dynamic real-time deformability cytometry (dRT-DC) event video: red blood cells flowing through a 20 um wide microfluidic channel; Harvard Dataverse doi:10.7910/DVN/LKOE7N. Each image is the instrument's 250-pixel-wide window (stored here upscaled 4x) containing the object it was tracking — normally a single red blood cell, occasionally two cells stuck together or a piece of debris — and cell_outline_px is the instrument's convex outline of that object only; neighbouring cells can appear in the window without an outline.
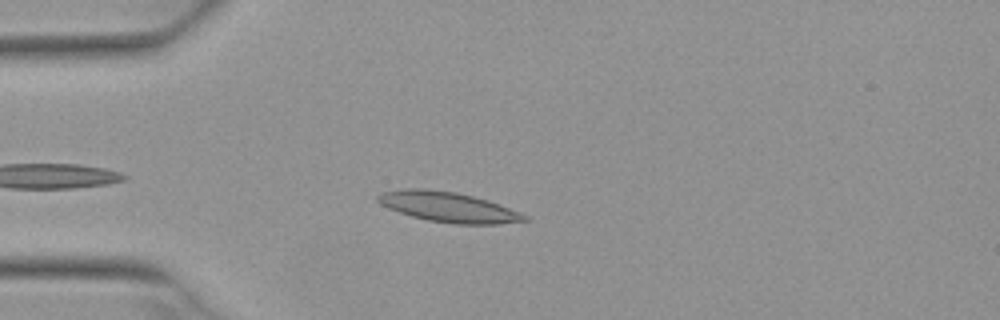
{"species": "Egyptian fruit bat (a non-hibernating species)", "species_latin": "Rousettus aegyptiacus", "temperature_condition": "warm", "stored_images_in_passage": 4, "camera_frame_rate_fps": 3000, "um_per_image_px": 0.085, "animal": {"sex": "female"}, "frame": {"image": 1, "passage_image": 4, "time_ms": 1.0, "image_size_px": [1000, 320], "cell_outline_px": [[528, 220], [496, 224], [456, 224], [428, 220], [412, 216], [388, 208], [380, 204], [376, 200], [376, 196], [380, 192], [404, 188], [424, 188], [456, 192], [488, 200], [520, 212], [528, 216]], "centroid_in_image_um": [38.06, 17.58], "position_along_channel_um": 46.9, "area_um2": 25.72}}